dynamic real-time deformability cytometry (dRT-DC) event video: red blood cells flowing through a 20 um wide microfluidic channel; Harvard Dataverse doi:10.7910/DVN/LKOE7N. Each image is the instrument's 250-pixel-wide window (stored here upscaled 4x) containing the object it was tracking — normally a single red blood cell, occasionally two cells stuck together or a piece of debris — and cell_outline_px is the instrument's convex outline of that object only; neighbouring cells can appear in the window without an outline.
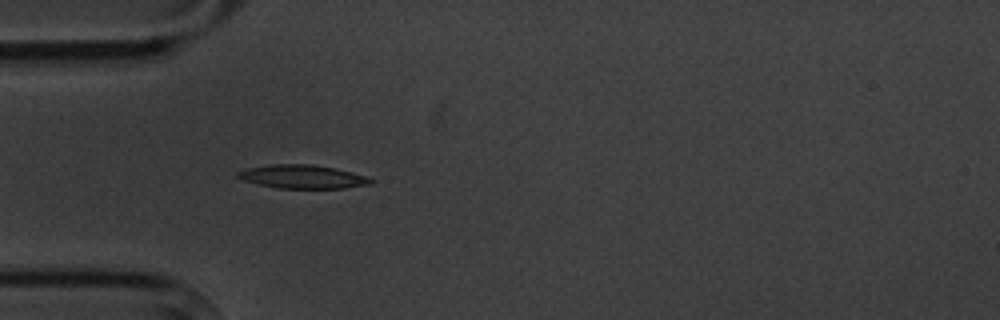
{"species": "common noctule bat (a hibernating species)", "species_latin": "Nyctalus noctula", "temperature_condition": "cold", "stored_images_in_passage": 3, "camera_frame_rate_fps": 3000, "um_per_image_px": 0.085, "animal": {"sex": "male", "body_mass_g": 20.1, "forearm_length_mm": 53.5}, "frame": {"image": 1, "passage_image": 3, "time_ms": 2.333, "image_size_px": [1000, 320], "cell_outline_px": [[372, 184], [344, 188], [276, 188], [244, 180], [236, 176], [236, 172], [244, 168], [272, 164], [312, 164], [352, 172], [368, 176], [372, 180]], "centroid_in_image_um": [25.7, 15.01], "position_along_channel_um": 59.3, "area_um2": 18.21}}